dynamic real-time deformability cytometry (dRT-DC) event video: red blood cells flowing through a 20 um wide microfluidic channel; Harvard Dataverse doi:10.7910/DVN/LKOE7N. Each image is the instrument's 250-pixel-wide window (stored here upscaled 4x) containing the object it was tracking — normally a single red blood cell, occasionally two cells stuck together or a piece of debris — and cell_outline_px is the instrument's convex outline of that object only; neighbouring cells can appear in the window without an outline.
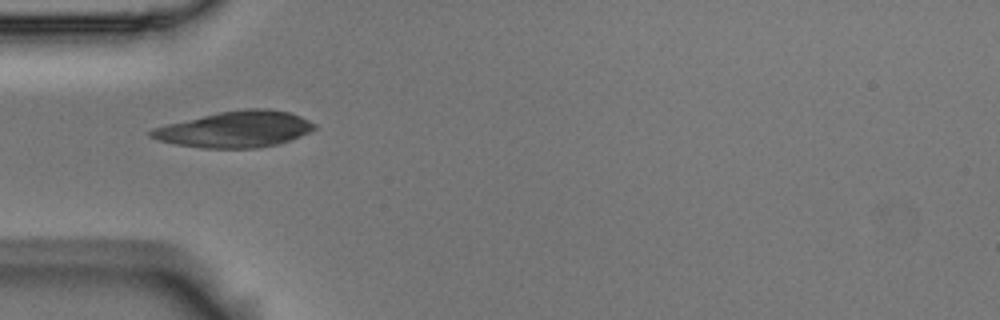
{"species": "Egyptian fruit bat (a non-hibernating species)", "species_latin": "Rousettus aegyptiacus", "temperature_condition": "room temperature", "stored_images_in_passage": 8, "camera_frame_rate_fps": 3000, "um_per_image_px": 0.085, "animal": {"sex": "male"}, "frame": {"image": 1, "passage_image": 2, "time_ms": 0.333, "image_size_px": [1000, 320], "cell_outline_px": [[316, 128], [300, 136], [276, 144], [256, 148], [200, 148], [176, 144], [160, 140], [148, 136], [148, 132], [152, 128], [168, 124], [220, 112], [248, 108], [268, 108], [288, 112], [300, 116], [316, 124]], "centroid_in_image_um": [19.99, 10.99], "position_along_channel_um": 65.0, "area_um2": 34.04}}
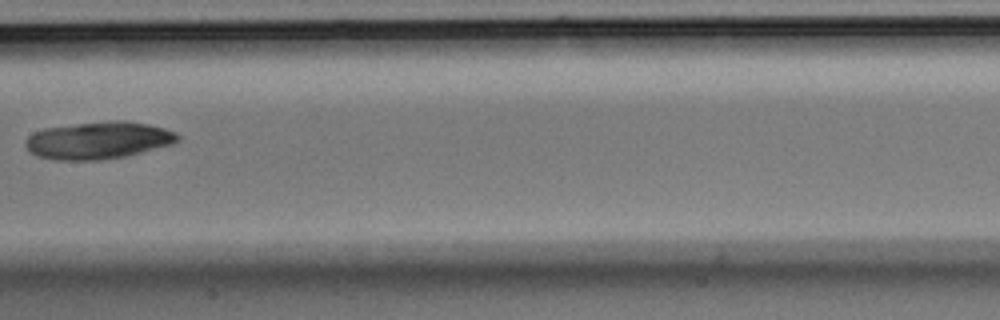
{"frame": {"image": 2, "passage_image": 5, "time_ms": 1.333, "image_size_px": [1000, 320], "cell_outline_px": [[180, 140], [172, 144], [124, 156], [100, 160], [60, 160], [36, 156], [24, 144], [24, 140], [32, 132], [44, 128], [112, 120], [124, 120], [148, 124], [164, 128], [176, 132], [180, 136]], "centroid_in_image_um": [8.36, 11.92], "position_along_channel_um": 199.0, "area_um2": 32.95}}
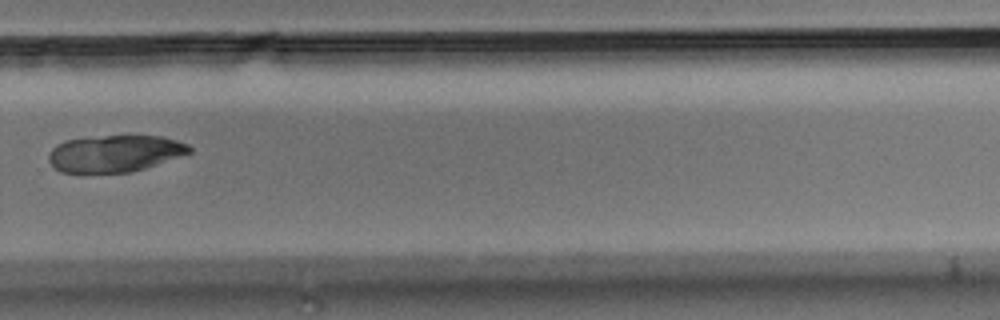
{"frame": {"image": 3, "passage_image": 8, "time_ms": 2.333, "image_size_px": [1000, 320], "cell_outline_px": [[192, 152], [132, 172], [60, 172], [48, 160], [48, 152], [56, 144], [64, 140], [104, 136], [160, 136], [176, 140], [188, 144], [192, 148]], "centroid_in_image_um": [9.74, 13.04], "position_along_channel_um": 320.1, "area_um2": 29.94}}